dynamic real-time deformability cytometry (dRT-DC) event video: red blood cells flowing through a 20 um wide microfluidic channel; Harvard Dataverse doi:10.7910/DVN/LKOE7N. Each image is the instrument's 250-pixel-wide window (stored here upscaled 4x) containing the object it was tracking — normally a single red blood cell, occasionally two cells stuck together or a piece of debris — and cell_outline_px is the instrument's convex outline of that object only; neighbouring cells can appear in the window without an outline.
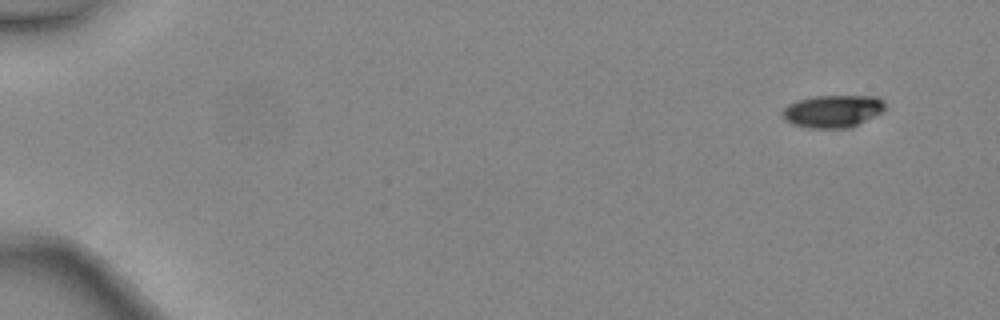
{"species": "common noctule bat (a hibernating species)", "species_latin": "Nyctalus noctula", "temperature_condition": "warm", "stored_images_in_passage": 4, "camera_frame_rate_fps": 3000, "um_per_image_px": 0.085, "animal": {"sex": "female", "body_mass_g": 24.6, "forearm_length_mm": 56.2}, "frame": {"image": 1, "passage_image": 1, "time_ms": 0.0, "image_size_px": [1000, 320], "cell_outline_px": [[884, 112], [852, 128], [808, 128], [792, 124], [784, 120], [780, 112], [788, 104], [796, 100], [816, 96], [880, 96], [884, 100]], "centroid_in_image_um": [70.8, 9.46], "position_along_channel_um": 14.2, "area_um2": 19.88}}
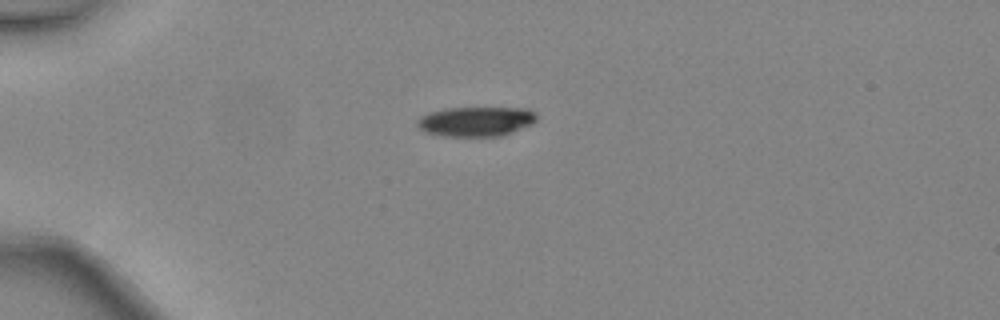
{"frame": {"image": 2, "passage_image": 4, "time_ms": 1.0, "image_size_px": [1000, 320], "cell_outline_px": [[536, 120], [532, 124], [504, 136], [444, 136], [424, 132], [416, 124], [416, 120], [420, 116], [428, 112], [444, 108], [528, 108], [536, 112]], "centroid_in_image_um": [40.45, 10.32], "position_along_channel_um": 44.6, "area_um2": 20.92}}